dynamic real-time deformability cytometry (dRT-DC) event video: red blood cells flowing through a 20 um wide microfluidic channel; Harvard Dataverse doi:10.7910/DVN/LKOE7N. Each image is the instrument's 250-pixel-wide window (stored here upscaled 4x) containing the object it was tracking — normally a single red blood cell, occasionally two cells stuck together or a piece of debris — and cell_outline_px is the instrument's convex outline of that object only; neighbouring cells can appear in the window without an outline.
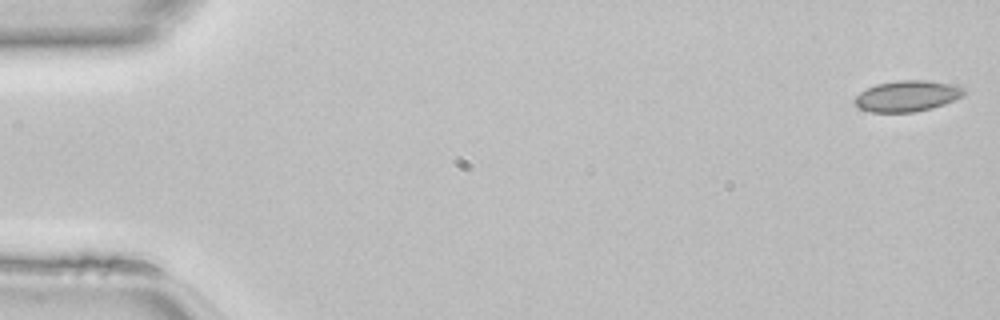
{"species": "common noctule bat (a hibernating species)", "species_latin": "Nyctalus noctula", "temperature_condition": "room temperature", "stored_images_in_passage": 47, "camera_frame_rate_fps": 3000, "um_per_image_px": 0.085, "animal": {"sex": "female", "body_mass_g": 22.7, "forearm_length_mm": 54.2}, "frame": {"image": 1, "passage_image": 1, "time_ms": 0.0, "image_size_px": [1000, 320], "cell_outline_px": [[964, 92], [960, 96], [944, 104], [932, 108], [912, 112], [872, 112], [860, 108], [852, 100], [860, 92], [876, 84], [900, 80], [924, 80], [948, 84], [964, 88]], "centroid_in_image_um": [77.05, 8.16], "position_along_channel_um": 7.9, "area_um2": 19.31}}
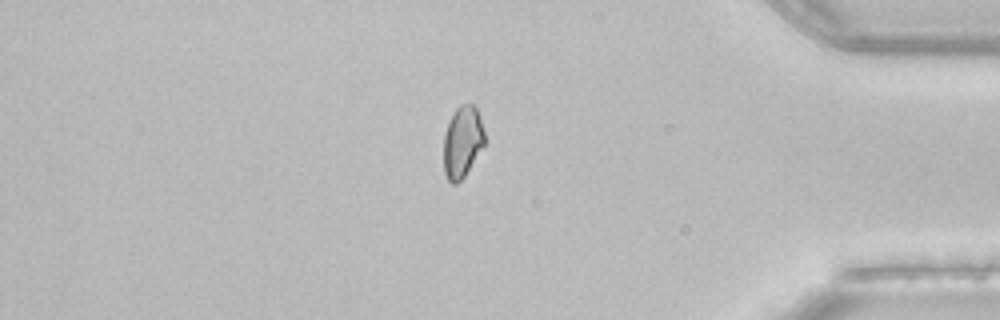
{"frame": {"image": 2, "passage_image": 40, "time_ms": 13.0, "image_size_px": [1000, 320], "cell_outline_px": [[488, 140], [464, 176], [456, 184], [452, 184], [448, 180], [444, 172], [444, 136], [448, 124], [456, 108], [460, 104], [476, 104]], "centroid_in_image_um": [39.35, 12.03], "position_along_channel_um": 395.8, "area_um2": 17.34}}
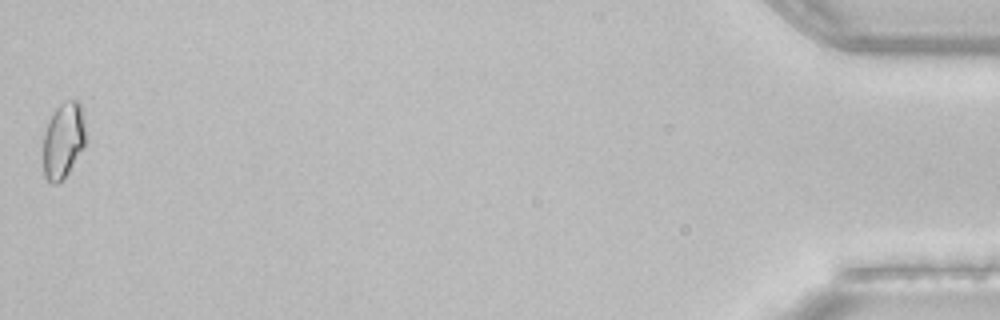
{"frame": {"image": 3, "passage_image": 47, "time_ms": 15.333, "image_size_px": [1000, 320], "cell_outline_px": [[84, 148], [64, 180], [56, 184], [52, 184], [44, 176], [44, 132], [56, 108], [60, 104], [72, 100], [80, 100], [84, 128]], "centroid_in_image_um": [5.38, 11.98], "position_along_channel_um": 429.8, "area_um2": 18.55}}